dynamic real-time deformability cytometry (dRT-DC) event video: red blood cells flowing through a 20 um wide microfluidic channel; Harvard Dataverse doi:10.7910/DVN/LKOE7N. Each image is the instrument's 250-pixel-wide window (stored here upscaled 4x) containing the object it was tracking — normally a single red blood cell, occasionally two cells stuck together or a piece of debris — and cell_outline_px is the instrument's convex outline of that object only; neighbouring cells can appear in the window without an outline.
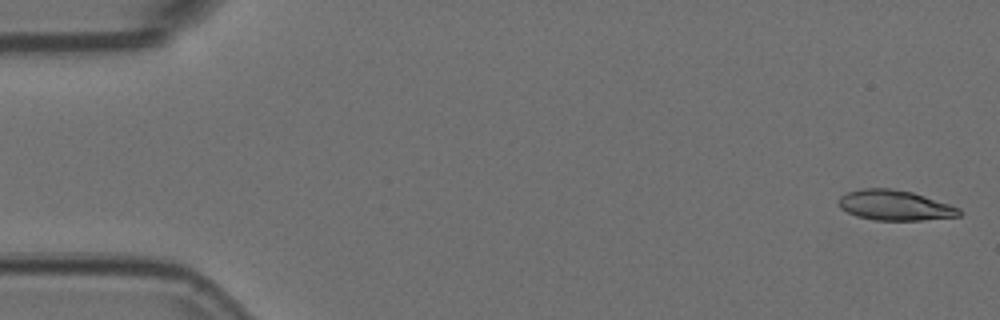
{"species": "Egyptian fruit bat (a non-hibernating species)", "species_latin": "Rousettus aegyptiacus", "temperature_condition": "room temperature", "stored_images_in_passage": 53, "camera_frame_rate_fps": 3000, "um_per_image_px": 0.085, "animal": {"sex": "female"}, "frame": {"image": 1, "passage_image": 1, "time_ms": 0.0, "image_size_px": [1000, 320], "cell_outline_px": [[964, 212], [960, 216], [920, 220], [876, 220], [856, 216], [840, 208], [836, 204], [836, 200], [840, 196], [848, 192], [860, 188], [888, 188], [912, 192], [960, 208]], "centroid_in_image_um": [76.02, 17.45], "position_along_channel_um": 9.0, "area_um2": 21.27}}
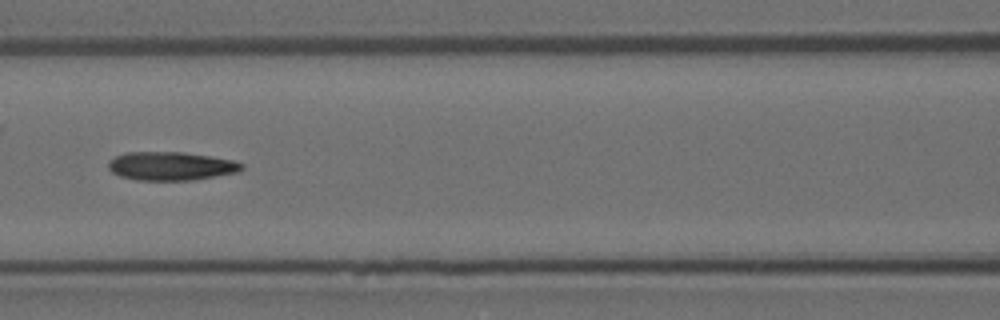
{"frame": {"image": 2, "passage_image": 23, "time_ms": 7.333, "image_size_px": [1000, 320], "cell_outline_px": [[244, 168], [240, 172], [192, 180], [136, 180], [120, 176], [112, 172], [108, 168], [108, 160], [116, 156], [128, 152], [184, 152], [232, 160], [244, 164]], "centroid_in_image_um": [14.53, 14.12], "position_along_channel_um": 152.1, "area_um2": 22.2}}
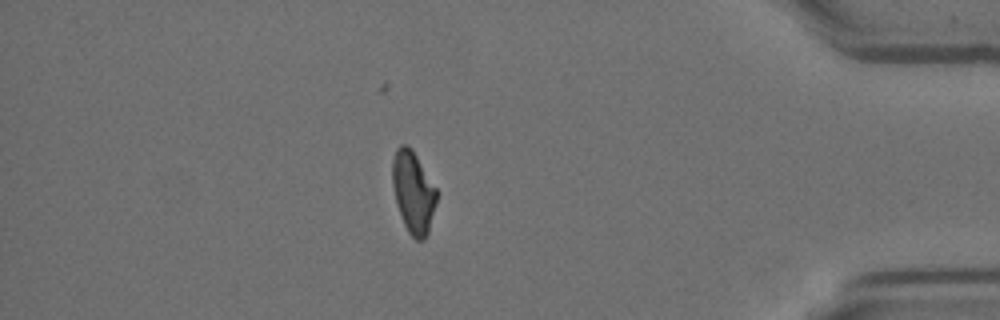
{"frame": {"image": 3, "passage_image": 46, "time_ms": 15.0, "image_size_px": [1000, 320], "cell_outline_px": [[436, 200], [428, 232], [424, 240], [416, 240], [408, 232], [404, 224], [396, 204], [392, 184], [392, 160], [396, 148], [400, 144], [408, 144], [412, 148], [436, 188]], "centroid_in_image_um": [35.09, 16.3], "position_along_channel_um": 400.1, "area_um2": 21.04}, "authors_computed_cell_mechanics": {"area_um2": 21.675, "velocity_mm_per_s": 3.7712, "shape_relaxation_time_tau1_ms": 4.4189, "shape_relaxation_time_tau2_ms": 3.7517, "deformation_change_tau1": 0.1612, "deformation_change_tau2": 0.1224}}